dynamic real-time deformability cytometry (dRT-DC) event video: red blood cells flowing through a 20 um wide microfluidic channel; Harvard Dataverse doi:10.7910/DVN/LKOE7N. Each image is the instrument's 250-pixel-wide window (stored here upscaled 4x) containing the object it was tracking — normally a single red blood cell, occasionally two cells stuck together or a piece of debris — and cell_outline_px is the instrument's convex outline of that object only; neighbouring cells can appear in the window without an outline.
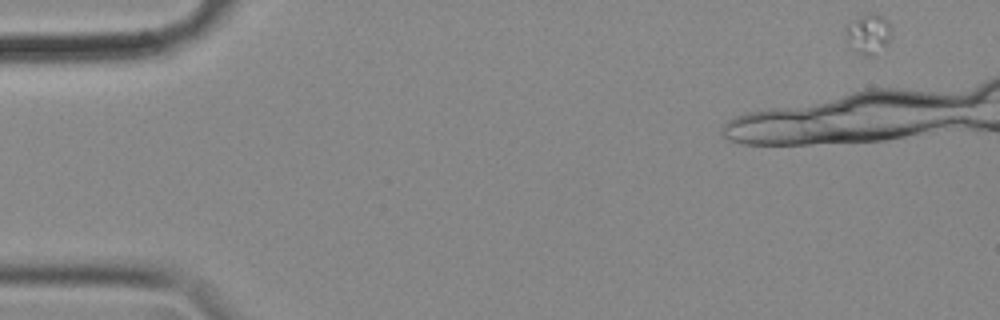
{"species": "common noctule bat (a hibernating species)", "species_latin": "Nyctalus noctula", "temperature_condition": "cold", "stored_images_in_passage": 9, "camera_frame_rate_fps": 3000, "um_per_image_px": 0.085, "animal": {"sex": "female", "body_mass_g": 18.4}, "frame": {"image": 1, "passage_image": 1, "time_ms": 0.0, "image_size_px": [1000, 320], "cell_outline_px": [[892, 32], [888, 44], [868, 56], [864, 56], [852, 52], [844, 32], [844, 28], [852, 20], [868, 12], [876, 12], [888, 20]], "centroid_in_image_um": [73.78, 2.86], "position_along_channel_um": 11.2, "area_um2": 10.98}}